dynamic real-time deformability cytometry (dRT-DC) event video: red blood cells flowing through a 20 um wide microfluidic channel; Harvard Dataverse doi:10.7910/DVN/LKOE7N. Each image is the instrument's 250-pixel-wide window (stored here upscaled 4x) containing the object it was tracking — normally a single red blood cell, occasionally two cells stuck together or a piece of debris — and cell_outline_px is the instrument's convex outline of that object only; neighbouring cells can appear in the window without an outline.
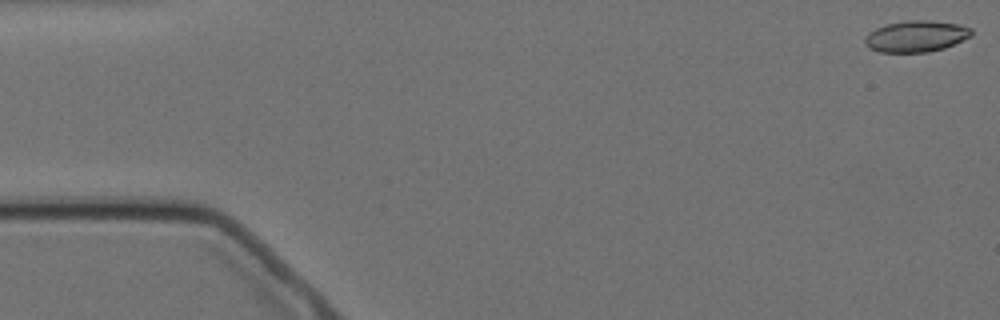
{"species": "Egyptian fruit bat (a non-hibernating species)", "species_latin": "Rousettus aegyptiacus", "temperature_condition": "cold", "stored_images_in_passage": 5, "camera_frame_rate_fps": 3000, "um_per_image_px": 0.085, "animal": {"sex": "female"}, "frame": {"image": 1, "passage_image": 1, "time_ms": 0.0, "image_size_px": [1000, 320], "cell_outline_px": [[972, 36], [944, 48], [928, 52], [880, 52], [868, 48], [864, 44], [864, 40], [868, 32], [884, 24], [908, 20], [928, 20], [960, 24], [972, 28]], "centroid_in_image_um": [77.85, 3.08], "position_along_channel_um": 7.1, "area_um2": 19.65}}
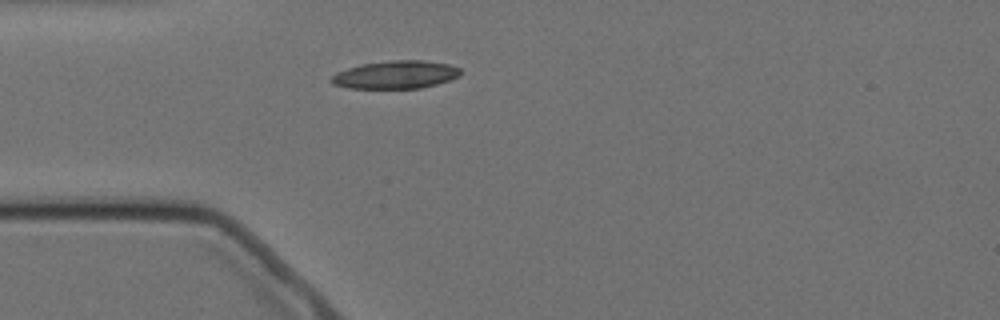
{"frame": {"image": 2, "passage_image": 5, "time_ms": 4.667, "image_size_px": [1000, 320], "cell_outline_px": [[460, 76], [436, 84], [420, 88], [348, 88], [332, 84], [328, 80], [336, 72], [348, 68], [364, 64], [392, 60], [424, 60], [448, 64], [460, 68]], "centroid_in_image_um": [33.61, 6.35], "position_along_channel_um": 51.4, "area_um2": 20.92}}